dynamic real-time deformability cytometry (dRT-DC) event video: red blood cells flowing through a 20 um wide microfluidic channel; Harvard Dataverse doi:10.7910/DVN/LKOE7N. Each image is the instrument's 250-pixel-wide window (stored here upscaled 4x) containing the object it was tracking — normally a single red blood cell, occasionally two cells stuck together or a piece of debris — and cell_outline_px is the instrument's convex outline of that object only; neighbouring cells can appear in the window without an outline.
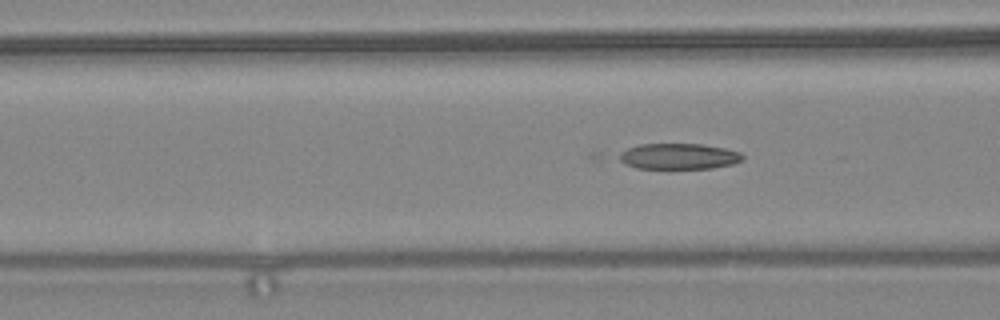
{"species": "common noctule bat (a hibernating species)", "species_latin": "Nyctalus noctula", "temperature_condition": "warm", "stored_images_in_passage": 17, "camera_frame_rate_fps": 3000, "um_per_image_px": 0.085, "animal": {"sex": "female", "body_mass_g": 24.6, "forearm_length_mm": 56.2}, "frame": {"image": 1, "passage_image": 6, "time_ms": 1.667, "image_size_px": [1000, 320], "cell_outline_px": [[744, 160], [732, 164], [712, 168], [636, 168], [588, 160], [588, 156], [592, 152], [640, 144], [704, 144], [724, 148], [740, 152], [744, 156]], "centroid_in_image_um": [56.81, 13.28], "position_along_channel_um": 109.8, "area_um2": 21.91}}
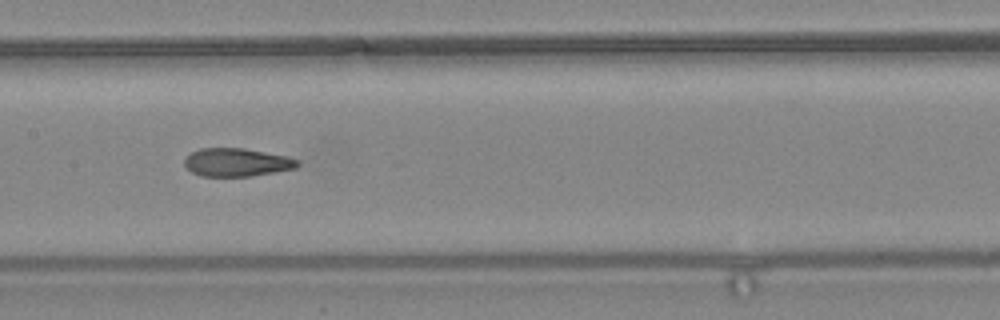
{"frame": {"image": 2, "passage_image": 12, "time_ms": 3.667, "image_size_px": [1000, 320], "cell_outline_px": [[300, 164], [296, 168], [248, 176], [200, 176], [192, 172], [184, 164], [184, 156], [200, 148], [244, 148], [288, 156], [300, 160]], "centroid_in_image_um": [20.12, 13.78], "position_along_channel_um": 187.3, "area_um2": 18.61}}
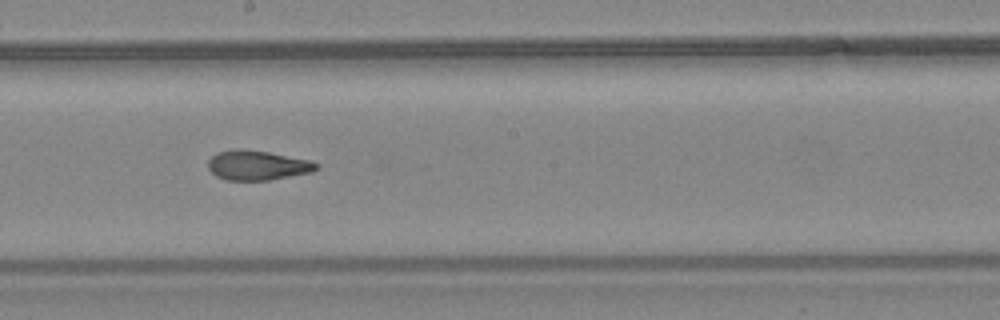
{"frame": {"image": 3, "passage_image": 15, "time_ms": 4.667, "image_size_px": [1000, 320], "cell_outline_px": [[320, 168], [312, 172], [268, 180], [224, 180], [216, 176], [208, 168], [208, 160], [216, 152], [236, 148], [240, 148], [268, 152], [312, 160], [320, 164]], "centroid_in_image_um": [21.89, 14.04], "position_along_channel_um": 226.3, "area_um2": 18.96}}